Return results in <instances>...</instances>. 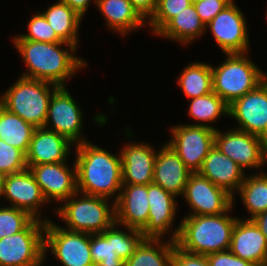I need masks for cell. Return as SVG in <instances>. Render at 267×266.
<instances>
[{
	"mask_svg": "<svg viewBox=\"0 0 267 266\" xmlns=\"http://www.w3.org/2000/svg\"><path fill=\"white\" fill-rule=\"evenodd\" d=\"M13 44L27 66L28 71L21 74L25 78L65 87L66 79L73 77L80 68L87 67L85 66L87 63L80 56L75 55L77 47L65 41L45 43L13 40ZM63 45H65V49L61 48Z\"/></svg>",
	"mask_w": 267,
	"mask_h": 266,
	"instance_id": "1",
	"label": "cell"
},
{
	"mask_svg": "<svg viewBox=\"0 0 267 266\" xmlns=\"http://www.w3.org/2000/svg\"><path fill=\"white\" fill-rule=\"evenodd\" d=\"M75 146L77 192L107 199L114 197V204L123 186L120 152L118 156L113 155L89 141Z\"/></svg>",
	"mask_w": 267,
	"mask_h": 266,
	"instance_id": "2",
	"label": "cell"
},
{
	"mask_svg": "<svg viewBox=\"0 0 267 266\" xmlns=\"http://www.w3.org/2000/svg\"><path fill=\"white\" fill-rule=\"evenodd\" d=\"M218 215L185 216L171 234V240L183 251L208 255L228 251L237 217Z\"/></svg>",
	"mask_w": 267,
	"mask_h": 266,
	"instance_id": "3",
	"label": "cell"
},
{
	"mask_svg": "<svg viewBox=\"0 0 267 266\" xmlns=\"http://www.w3.org/2000/svg\"><path fill=\"white\" fill-rule=\"evenodd\" d=\"M78 194L76 192L56 208L55 213L67 226L64 229L100 234L116 222L115 203L110 206L107 198L86 194L79 198Z\"/></svg>",
	"mask_w": 267,
	"mask_h": 266,
	"instance_id": "4",
	"label": "cell"
},
{
	"mask_svg": "<svg viewBox=\"0 0 267 266\" xmlns=\"http://www.w3.org/2000/svg\"><path fill=\"white\" fill-rule=\"evenodd\" d=\"M58 88L46 81L20 76L1 95L0 104L35 128L44 127L50 99Z\"/></svg>",
	"mask_w": 267,
	"mask_h": 266,
	"instance_id": "5",
	"label": "cell"
},
{
	"mask_svg": "<svg viewBox=\"0 0 267 266\" xmlns=\"http://www.w3.org/2000/svg\"><path fill=\"white\" fill-rule=\"evenodd\" d=\"M225 61L212 69L213 92L228 105L254 90L267 74L248 59L246 53L226 54Z\"/></svg>",
	"mask_w": 267,
	"mask_h": 266,
	"instance_id": "6",
	"label": "cell"
},
{
	"mask_svg": "<svg viewBox=\"0 0 267 266\" xmlns=\"http://www.w3.org/2000/svg\"><path fill=\"white\" fill-rule=\"evenodd\" d=\"M46 221L34 219L19 233L0 239V266H38L44 261Z\"/></svg>",
	"mask_w": 267,
	"mask_h": 266,
	"instance_id": "7",
	"label": "cell"
},
{
	"mask_svg": "<svg viewBox=\"0 0 267 266\" xmlns=\"http://www.w3.org/2000/svg\"><path fill=\"white\" fill-rule=\"evenodd\" d=\"M44 220V260L49 248L63 266H95L90 251V234L69 231L51 219Z\"/></svg>",
	"mask_w": 267,
	"mask_h": 266,
	"instance_id": "8",
	"label": "cell"
},
{
	"mask_svg": "<svg viewBox=\"0 0 267 266\" xmlns=\"http://www.w3.org/2000/svg\"><path fill=\"white\" fill-rule=\"evenodd\" d=\"M214 146L235 161L243 170L244 168L259 170L267 165V142L248 132L236 128L221 132L217 128Z\"/></svg>",
	"mask_w": 267,
	"mask_h": 266,
	"instance_id": "9",
	"label": "cell"
},
{
	"mask_svg": "<svg viewBox=\"0 0 267 266\" xmlns=\"http://www.w3.org/2000/svg\"><path fill=\"white\" fill-rule=\"evenodd\" d=\"M169 144L184 165L196 173L214 147L215 129L202 125L180 124L171 129Z\"/></svg>",
	"mask_w": 267,
	"mask_h": 266,
	"instance_id": "10",
	"label": "cell"
},
{
	"mask_svg": "<svg viewBox=\"0 0 267 266\" xmlns=\"http://www.w3.org/2000/svg\"><path fill=\"white\" fill-rule=\"evenodd\" d=\"M183 197L191 210L187 216L230 212L235 201L226 190L216 186L198 172L190 174Z\"/></svg>",
	"mask_w": 267,
	"mask_h": 266,
	"instance_id": "11",
	"label": "cell"
},
{
	"mask_svg": "<svg viewBox=\"0 0 267 266\" xmlns=\"http://www.w3.org/2000/svg\"><path fill=\"white\" fill-rule=\"evenodd\" d=\"M245 14L232 1L207 25L215 42L225 54L246 53L249 50V35Z\"/></svg>",
	"mask_w": 267,
	"mask_h": 266,
	"instance_id": "12",
	"label": "cell"
},
{
	"mask_svg": "<svg viewBox=\"0 0 267 266\" xmlns=\"http://www.w3.org/2000/svg\"><path fill=\"white\" fill-rule=\"evenodd\" d=\"M82 116L80 106L75 102L66 86L59 87L50 99L44 128L65 136L77 145L87 141L81 136ZM49 127L51 128L49 129Z\"/></svg>",
	"mask_w": 267,
	"mask_h": 266,
	"instance_id": "13",
	"label": "cell"
},
{
	"mask_svg": "<svg viewBox=\"0 0 267 266\" xmlns=\"http://www.w3.org/2000/svg\"><path fill=\"white\" fill-rule=\"evenodd\" d=\"M228 116L236 119V129L263 138L267 142V78L254 90L229 105Z\"/></svg>",
	"mask_w": 267,
	"mask_h": 266,
	"instance_id": "14",
	"label": "cell"
},
{
	"mask_svg": "<svg viewBox=\"0 0 267 266\" xmlns=\"http://www.w3.org/2000/svg\"><path fill=\"white\" fill-rule=\"evenodd\" d=\"M0 197L11 202L10 206L28 212L33 218L44 219L38 213L42 214L39 208L46 204L47 200L28 168L19 173L3 176Z\"/></svg>",
	"mask_w": 267,
	"mask_h": 266,
	"instance_id": "15",
	"label": "cell"
},
{
	"mask_svg": "<svg viewBox=\"0 0 267 266\" xmlns=\"http://www.w3.org/2000/svg\"><path fill=\"white\" fill-rule=\"evenodd\" d=\"M67 166V162L27 165L34 175L42 193L49 203L50 200L60 203L77 192L76 164Z\"/></svg>",
	"mask_w": 267,
	"mask_h": 266,
	"instance_id": "16",
	"label": "cell"
},
{
	"mask_svg": "<svg viewBox=\"0 0 267 266\" xmlns=\"http://www.w3.org/2000/svg\"><path fill=\"white\" fill-rule=\"evenodd\" d=\"M157 152L153 146L145 142L125 144L120 151L122 185L152 184Z\"/></svg>",
	"mask_w": 267,
	"mask_h": 266,
	"instance_id": "17",
	"label": "cell"
},
{
	"mask_svg": "<svg viewBox=\"0 0 267 266\" xmlns=\"http://www.w3.org/2000/svg\"><path fill=\"white\" fill-rule=\"evenodd\" d=\"M115 212L119 226L142 231L148 224V185H123Z\"/></svg>",
	"mask_w": 267,
	"mask_h": 266,
	"instance_id": "18",
	"label": "cell"
},
{
	"mask_svg": "<svg viewBox=\"0 0 267 266\" xmlns=\"http://www.w3.org/2000/svg\"><path fill=\"white\" fill-rule=\"evenodd\" d=\"M229 250L256 266H267V239L252 219L237 218Z\"/></svg>",
	"mask_w": 267,
	"mask_h": 266,
	"instance_id": "19",
	"label": "cell"
},
{
	"mask_svg": "<svg viewBox=\"0 0 267 266\" xmlns=\"http://www.w3.org/2000/svg\"><path fill=\"white\" fill-rule=\"evenodd\" d=\"M75 146L68 138L44 127L35 128L28 151L27 165L66 162L71 147Z\"/></svg>",
	"mask_w": 267,
	"mask_h": 266,
	"instance_id": "20",
	"label": "cell"
},
{
	"mask_svg": "<svg viewBox=\"0 0 267 266\" xmlns=\"http://www.w3.org/2000/svg\"><path fill=\"white\" fill-rule=\"evenodd\" d=\"M177 197L154 183L148 185V224L141 231L146 238H164L175 220ZM169 230V231H168Z\"/></svg>",
	"mask_w": 267,
	"mask_h": 266,
	"instance_id": "21",
	"label": "cell"
},
{
	"mask_svg": "<svg viewBox=\"0 0 267 266\" xmlns=\"http://www.w3.org/2000/svg\"><path fill=\"white\" fill-rule=\"evenodd\" d=\"M191 173L169 144L159 149L154 164V184L176 197L183 196Z\"/></svg>",
	"mask_w": 267,
	"mask_h": 266,
	"instance_id": "22",
	"label": "cell"
},
{
	"mask_svg": "<svg viewBox=\"0 0 267 266\" xmlns=\"http://www.w3.org/2000/svg\"><path fill=\"white\" fill-rule=\"evenodd\" d=\"M244 171L235 161L214 146L203 161L198 173L234 197V191H239L245 176H247Z\"/></svg>",
	"mask_w": 267,
	"mask_h": 266,
	"instance_id": "23",
	"label": "cell"
},
{
	"mask_svg": "<svg viewBox=\"0 0 267 266\" xmlns=\"http://www.w3.org/2000/svg\"><path fill=\"white\" fill-rule=\"evenodd\" d=\"M94 2L103 14L107 27L122 37L147 25L146 20L134 9L129 0H94Z\"/></svg>",
	"mask_w": 267,
	"mask_h": 266,
	"instance_id": "24",
	"label": "cell"
},
{
	"mask_svg": "<svg viewBox=\"0 0 267 266\" xmlns=\"http://www.w3.org/2000/svg\"><path fill=\"white\" fill-rule=\"evenodd\" d=\"M206 26L200 19L194 5L171 18L157 33L160 37L187 45L205 34Z\"/></svg>",
	"mask_w": 267,
	"mask_h": 266,
	"instance_id": "25",
	"label": "cell"
},
{
	"mask_svg": "<svg viewBox=\"0 0 267 266\" xmlns=\"http://www.w3.org/2000/svg\"><path fill=\"white\" fill-rule=\"evenodd\" d=\"M145 238L125 261V266H171L176 242L169 238Z\"/></svg>",
	"mask_w": 267,
	"mask_h": 266,
	"instance_id": "26",
	"label": "cell"
},
{
	"mask_svg": "<svg viewBox=\"0 0 267 266\" xmlns=\"http://www.w3.org/2000/svg\"><path fill=\"white\" fill-rule=\"evenodd\" d=\"M47 22L53 28L55 33L65 42L79 47L78 29L81 24L80 17L73 9L62 1L56 2L42 12ZM78 42V43H77Z\"/></svg>",
	"mask_w": 267,
	"mask_h": 266,
	"instance_id": "27",
	"label": "cell"
},
{
	"mask_svg": "<svg viewBox=\"0 0 267 266\" xmlns=\"http://www.w3.org/2000/svg\"><path fill=\"white\" fill-rule=\"evenodd\" d=\"M35 127L0 104V140L18 148L25 154Z\"/></svg>",
	"mask_w": 267,
	"mask_h": 266,
	"instance_id": "28",
	"label": "cell"
},
{
	"mask_svg": "<svg viewBox=\"0 0 267 266\" xmlns=\"http://www.w3.org/2000/svg\"><path fill=\"white\" fill-rule=\"evenodd\" d=\"M179 75L178 85L189 99L204 96L213 91L210 64L193 62L188 64Z\"/></svg>",
	"mask_w": 267,
	"mask_h": 266,
	"instance_id": "29",
	"label": "cell"
},
{
	"mask_svg": "<svg viewBox=\"0 0 267 266\" xmlns=\"http://www.w3.org/2000/svg\"><path fill=\"white\" fill-rule=\"evenodd\" d=\"M242 203L252 219L267 210V174L261 173L245 176L239 191Z\"/></svg>",
	"mask_w": 267,
	"mask_h": 266,
	"instance_id": "30",
	"label": "cell"
},
{
	"mask_svg": "<svg viewBox=\"0 0 267 266\" xmlns=\"http://www.w3.org/2000/svg\"><path fill=\"white\" fill-rule=\"evenodd\" d=\"M188 107L190 118L198 123L191 125L208 126L216 130L214 126L209 125L216 122L221 116H228L229 105L213 91L204 96L192 98ZM205 123H209L208 125Z\"/></svg>",
	"mask_w": 267,
	"mask_h": 266,
	"instance_id": "31",
	"label": "cell"
},
{
	"mask_svg": "<svg viewBox=\"0 0 267 266\" xmlns=\"http://www.w3.org/2000/svg\"><path fill=\"white\" fill-rule=\"evenodd\" d=\"M90 251L95 266H125L113 247V225L100 234H90Z\"/></svg>",
	"mask_w": 267,
	"mask_h": 266,
	"instance_id": "32",
	"label": "cell"
},
{
	"mask_svg": "<svg viewBox=\"0 0 267 266\" xmlns=\"http://www.w3.org/2000/svg\"><path fill=\"white\" fill-rule=\"evenodd\" d=\"M35 218L12 206L0 208V239L24 230Z\"/></svg>",
	"mask_w": 267,
	"mask_h": 266,
	"instance_id": "33",
	"label": "cell"
},
{
	"mask_svg": "<svg viewBox=\"0 0 267 266\" xmlns=\"http://www.w3.org/2000/svg\"><path fill=\"white\" fill-rule=\"evenodd\" d=\"M118 227V223L115 222L113 224V247L117 256L126 261L146 237L140 230L127 227L130 232L127 233Z\"/></svg>",
	"mask_w": 267,
	"mask_h": 266,
	"instance_id": "34",
	"label": "cell"
},
{
	"mask_svg": "<svg viewBox=\"0 0 267 266\" xmlns=\"http://www.w3.org/2000/svg\"><path fill=\"white\" fill-rule=\"evenodd\" d=\"M28 34L24 33L14 37L13 40L39 41L45 43L63 42L47 22L44 15L37 11L27 24Z\"/></svg>",
	"mask_w": 267,
	"mask_h": 266,
	"instance_id": "35",
	"label": "cell"
},
{
	"mask_svg": "<svg viewBox=\"0 0 267 266\" xmlns=\"http://www.w3.org/2000/svg\"><path fill=\"white\" fill-rule=\"evenodd\" d=\"M192 4L191 0H157L156 10L147 25L156 34L171 18Z\"/></svg>",
	"mask_w": 267,
	"mask_h": 266,
	"instance_id": "36",
	"label": "cell"
},
{
	"mask_svg": "<svg viewBox=\"0 0 267 266\" xmlns=\"http://www.w3.org/2000/svg\"><path fill=\"white\" fill-rule=\"evenodd\" d=\"M27 169L26 154L0 140V174H15Z\"/></svg>",
	"mask_w": 267,
	"mask_h": 266,
	"instance_id": "37",
	"label": "cell"
},
{
	"mask_svg": "<svg viewBox=\"0 0 267 266\" xmlns=\"http://www.w3.org/2000/svg\"><path fill=\"white\" fill-rule=\"evenodd\" d=\"M233 0H200L193 3L200 19L206 26L220 11Z\"/></svg>",
	"mask_w": 267,
	"mask_h": 266,
	"instance_id": "38",
	"label": "cell"
},
{
	"mask_svg": "<svg viewBox=\"0 0 267 266\" xmlns=\"http://www.w3.org/2000/svg\"><path fill=\"white\" fill-rule=\"evenodd\" d=\"M171 266H210L204 255L183 251L177 245L172 253Z\"/></svg>",
	"mask_w": 267,
	"mask_h": 266,
	"instance_id": "39",
	"label": "cell"
},
{
	"mask_svg": "<svg viewBox=\"0 0 267 266\" xmlns=\"http://www.w3.org/2000/svg\"><path fill=\"white\" fill-rule=\"evenodd\" d=\"M210 266H256L248 260L241 259L230 250L206 255Z\"/></svg>",
	"mask_w": 267,
	"mask_h": 266,
	"instance_id": "40",
	"label": "cell"
},
{
	"mask_svg": "<svg viewBox=\"0 0 267 266\" xmlns=\"http://www.w3.org/2000/svg\"><path fill=\"white\" fill-rule=\"evenodd\" d=\"M134 9L146 22L154 14L157 6V0H129Z\"/></svg>",
	"mask_w": 267,
	"mask_h": 266,
	"instance_id": "41",
	"label": "cell"
},
{
	"mask_svg": "<svg viewBox=\"0 0 267 266\" xmlns=\"http://www.w3.org/2000/svg\"><path fill=\"white\" fill-rule=\"evenodd\" d=\"M66 3L71 9H73L80 17L83 18L88 10V6L91 0H60Z\"/></svg>",
	"mask_w": 267,
	"mask_h": 266,
	"instance_id": "42",
	"label": "cell"
},
{
	"mask_svg": "<svg viewBox=\"0 0 267 266\" xmlns=\"http://www.w3.org/2000/svg\"><path fill=\"white\" fill-rule=\"evenodd\" d=\"M252 220L255 222V224L267 239V210L255 216L254 218H252Z\"/></svg>",
	"mask_w": 267,
	"mask_h": 266,
	"instance_id": "43",
	"label": "cell"
},
{
	"mask_svg": "<svg viewBox=\"0 0 267 266\" xmlns=\"http://www.w3.org/2000/svg\"><path fill=\"white\" fill-rule=\"evenodd\" d=\"M2 178L3 176L0 174V196H1V189H2Z\"/></svg>",
	"mask_w": 267,
	"mask_h": 266,
	"instance_id": "44",
	"label": "cell"
},
{
	"mask_svg": "<svg viewBox=\"0 0 267 266\" xmlns=\"http://www.w3.org/2000/svg\"><path fill=\"white\" fill-rule=\"evenodd\" d=\"M191 1H192V3H195V2L200 1V0H191Z\"/></svg>",
	"mask_w": 267,
	"mask_h": 266,
	"instance_id": "45",
	"label": "cell"
}]
</instances>
